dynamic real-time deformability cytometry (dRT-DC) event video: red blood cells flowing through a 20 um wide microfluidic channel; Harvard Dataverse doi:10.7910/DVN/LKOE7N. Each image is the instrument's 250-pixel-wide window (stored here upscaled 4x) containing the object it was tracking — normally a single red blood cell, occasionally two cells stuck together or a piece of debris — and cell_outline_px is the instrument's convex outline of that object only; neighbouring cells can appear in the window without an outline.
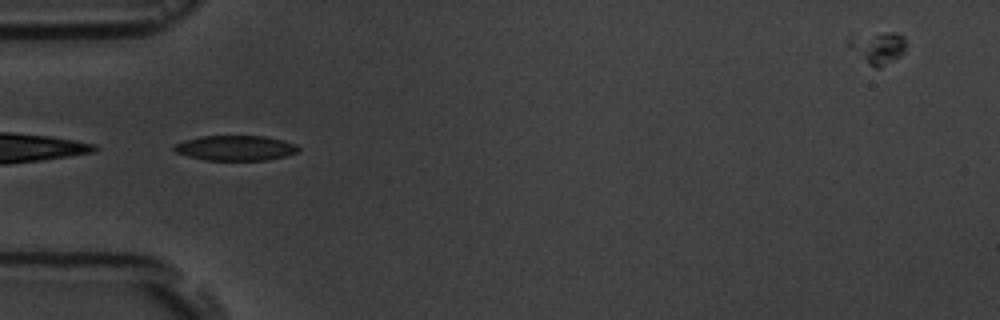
{"species": "common noctule bat (a hibernating species)", "species_latin": "Nyctalus noctula", "temperature_condition": "room temperature", "stored_images_in_passage": 4, "camera_frame_rate_fps": 3000, "um_per_image_px": 0.085, "animal": {"sex": "male", "body_mass_g": 19.5, "forearm_length_mm": 54.6}, "frame": {"image": 1, "passage_image": 4, "time_ms": 3.667, "image_size_px": [1000, 320], "cell_outline_px": [[300, 152], [268, 160], [204, 160], [188, 156], [176, 152], [172, 148], [176, 144], [184, 140], [200, 136], [264, 136], [296, 144], [300, 148]], "centroid_in_image_um": [20.02, 12.58], "position_along_channel_um": 65.0, "area_um2": 18.15}}